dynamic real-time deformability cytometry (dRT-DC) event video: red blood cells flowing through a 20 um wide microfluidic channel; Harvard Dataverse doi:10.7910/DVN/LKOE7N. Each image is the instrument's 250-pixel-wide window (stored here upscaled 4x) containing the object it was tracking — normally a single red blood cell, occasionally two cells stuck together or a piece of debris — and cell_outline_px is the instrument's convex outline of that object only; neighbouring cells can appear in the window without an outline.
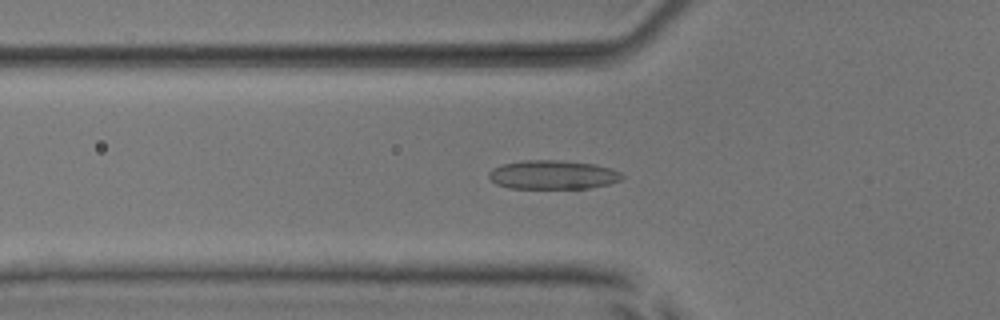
{"species": "common noctule bat (a hibernating species)", "species_latin": "Nyctalus noctula", "temperature_condition": "room temperature", "stored_images_in_passage": 48, "camera_frame_rate_fps": 3000, "um_per_image_px": 0.085, "animal": {"sex": "male", "body_mass_g": 17.9, "forearm_length_mm": 54.2}, "frame": {"image": 1, "passage_image": 14, "time_ms": 4.333, "image_size_px": [1000, 320], "cell_outline_px": [[624, 176], [620, 180], [608, 184], [588, 188], [508, 188], [496, 184], [488, 176], [488, 172], [492, 168], [504, 164], [524, 160], [556, 160], [596, 164], [612, 168], [620, 172]], "centroid_in_image_um": [46.99, 14.85], "position_along_channel_um": 78.8, "area_um2": 22.43}}
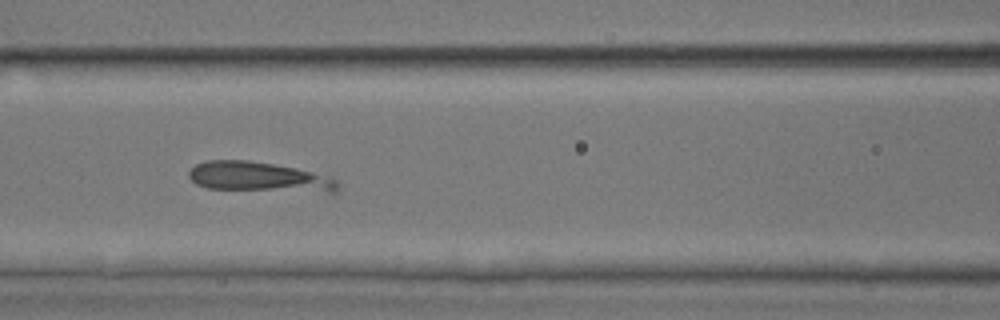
{"frame": {"image": 2, "passage_image": 19, "time_ms": 6.0, "image_size_px": [1000, 320], "cell_outline_px": [[340, 188], [332, 196], [208, 188], [196, 184], [188, 176], [188, 172], [196, 164], [204, 160], [248, 160], [296, 168], [332, 176], [340, 184]], "centroid_in_image_um": [22.22, 15.12], "position_along_channel_um": 144.4, "area_um2": 27.69}}